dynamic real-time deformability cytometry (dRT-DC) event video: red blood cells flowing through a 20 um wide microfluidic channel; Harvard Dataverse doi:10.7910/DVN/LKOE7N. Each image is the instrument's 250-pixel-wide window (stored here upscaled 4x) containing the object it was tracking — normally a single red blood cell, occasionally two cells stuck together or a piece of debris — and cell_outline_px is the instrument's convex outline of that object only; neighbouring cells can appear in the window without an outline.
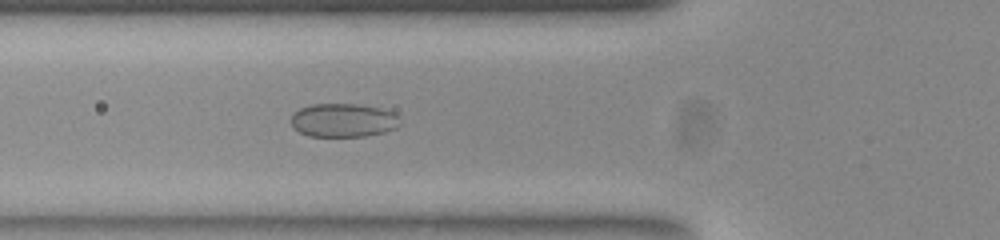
{"species": "common noctule bat (a hibernating species)", "species_latin": "Nyctalus noctula", "temperature_condition": "room temperature", "stored_images_in_passage": 38, "camera_frame_rate_fps": 3000, "um_per_image_px": 0.085, "animal": {"sex": "female", "body_mass_g": 23.0, "forearm_length_mm": 53.4}, "frame": {"image": 1, "passage_image": 3, "time_ms": 0.667, "image_size_px": [1000, 240], "cell_outline_px": [[400, 124], [396, 128], [384, 132], [364, 136], [312, 136], [300, 132], [292, 124], [292, 116], [300, 108], [312, 104], [360, 104], [380, 108], [392, 112], [396, 116]], "centroid_in_image_um": [29.2, 10.21], "position_along_channel_um": 96.6, "area_um2": 21.04}}
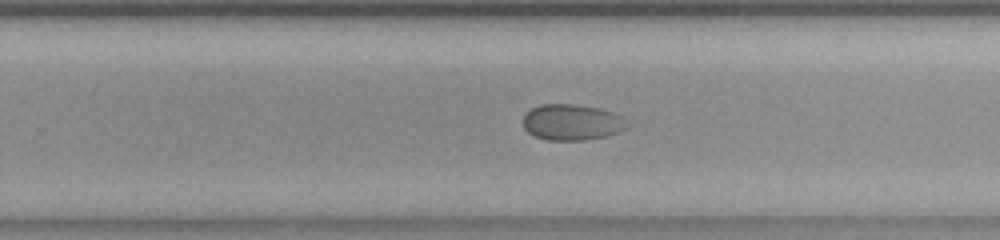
{"frame": {"image": 2, "passage_image": 18, "time_ms": 5.667, "image_size_px": [1000, 240], "cell_outline_px": [[624, 128], [620, 132], [604, 136], [584, 140], [548, 140], [536, 136], [528, 132], [524, 128], [524, 116], [532, 108], [540, 104], [572, 104], [600, 108], [612, 112], [620, 116]], "centroid_in_image_um": [48.55, 10.39], "position_along_channel_um": 281.3, "area_um2": 21.33}}
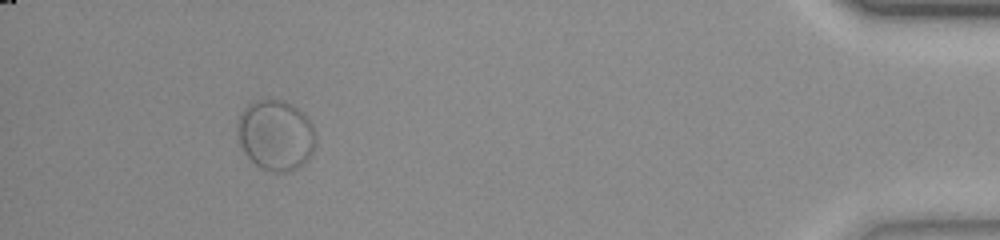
{"frame": {"image": 3, "passage_image": 34, "time_ms": 11.0, "image_size_px": [1000, 240], "cell_outline_px": [[316, 140], [312, 152], [296, 168], [284, 172], [276, 172], [264, 168], [256, 164], [244, 152], [240, 144], [236, 124], [244, 108], [248, 104], [256, 100], [284, 100], [292, 104], [312, 124], [316, 132]], "centroid_in_image_um": [23.42, 11.46], "position_along_channel_um": 411.8, "area_um2": 31.62}}